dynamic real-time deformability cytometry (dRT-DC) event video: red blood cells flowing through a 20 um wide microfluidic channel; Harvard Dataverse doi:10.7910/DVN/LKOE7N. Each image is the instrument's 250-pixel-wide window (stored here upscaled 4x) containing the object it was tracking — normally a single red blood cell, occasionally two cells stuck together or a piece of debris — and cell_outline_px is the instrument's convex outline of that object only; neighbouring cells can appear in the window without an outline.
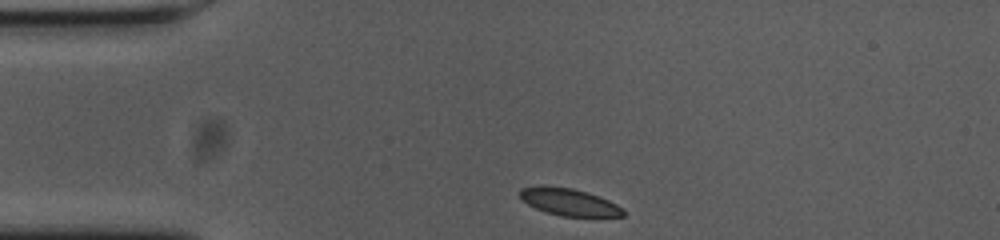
{"species": "common noctule bat (a hibernating species)", "species_latin": "Nyctalus noctula", "temperature_condition": "cold", "stored_images_in_passage": 35, "camera_frame_rate_fps": 3000, "um_per_image_px": 0.085, "animal": {"sex": "female", "body_mass_g": 23.0, "forearm_length_mm": 53.4}, "frame": {"image": 1, "passage_image": 1, "time_ms": 0.0, "image_size_px": [1000, 240], "cell_outline_px": [[624, 216], [560, 216], [536, 208], [528, 204], [520, 196], [520, 188], [572, 188], [608, 200], [624, 208]], "centroid_in_image_um": [48.44, 17.21], "position_along_channel_um": 36.6, "area_um2": 15.43}}
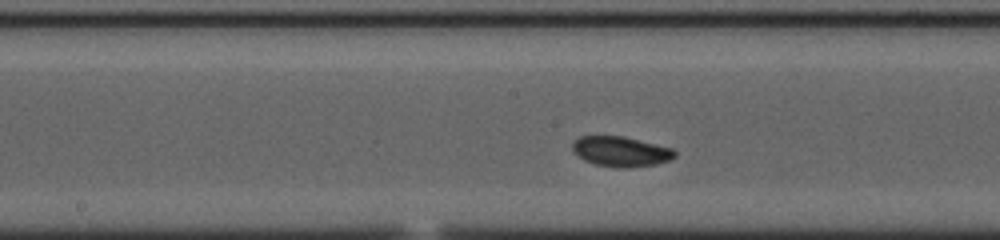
{"frame": {"image": 2, "passage_image": 17, "time_ms": 5.333, "image_size_px": [1000, 240], "cell_outline_px": [[676, 156], [668, 160], [656, 164], [624, 168], [596, 164], [584, 160], [572, 148], [572, 144], [580, 136], [624, 136], [672, 148], [676, 152]], "centroid_in_image_um": [52.79, 12.87], "position_along_channel_um": 195.4, "area_um2": 17.63}}
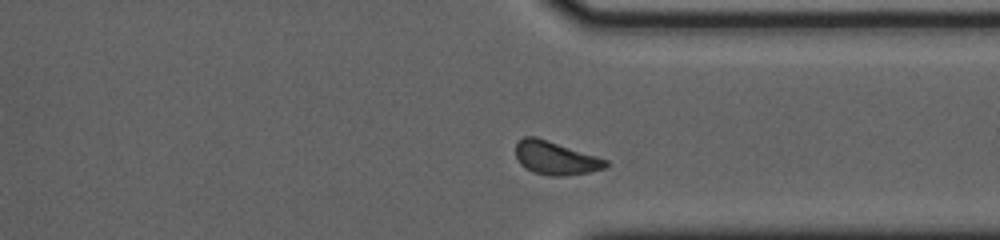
{"frame": {"image": 3, "passage_image": 31, "time_ms": 10.0, "image_size_px": [1000, 240], "cell_outline_px": [[608, 164], [604, 168], [588, 172], [564, 176], [548, 176], [532, 172], [520, 164], [516, 156], [516, 144], [524, 136], [536, 136], [608, 160]], "centroid_in_image_um": [47.19, 13.43], "position_along_channel_um": 364.2, "area_um2": 17.4}, "authors_computed_cell_mechanics": {"area_um2": 17.3978, "velocity_mm_per_s": 3.6233, "shape_relaxation_time_tau1_ms": 4.1089, "shape_relaxation_time_tau2_ms": 10.6653, "deformation_change_tau1": 0.0805, "deformation_change_tau2": 0.1248}}